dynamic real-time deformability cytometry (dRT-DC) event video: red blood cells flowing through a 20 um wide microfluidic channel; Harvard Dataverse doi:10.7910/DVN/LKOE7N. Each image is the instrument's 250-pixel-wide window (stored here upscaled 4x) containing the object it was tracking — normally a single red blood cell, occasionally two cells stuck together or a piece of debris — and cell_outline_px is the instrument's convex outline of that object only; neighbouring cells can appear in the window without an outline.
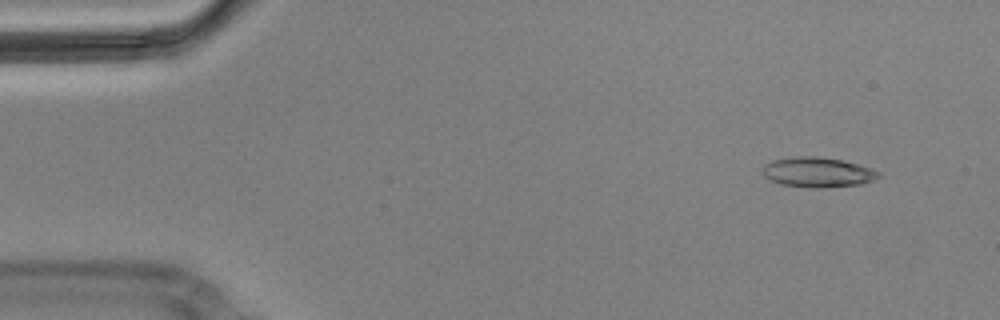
{"species": "Egyptian fruit bat (a non-hibernating species)", "species_latin": "Rousettus aegyptiacus", "temperature_condition": "cold", "stored_images_in_passage": 4, "camera_frame_rate_fps": 3000, "um_per_image_px": 0.085, "animal": {"sex": "male"}, "frame": {"image": 1, "passage_image": 1, "time_ms": 0.0, "image_size_px": [1000, 320], "cell_outline_px": [[880, 176], [872, 180], [860, 184], [820, 188], [808, 188], [780, 184], [764, 176], [760, 172], [764, 164], [772, 160], [792, 156], [816, 156], [840, 160], [856, 164], [880, 172]], "centroid_in_image_um": [69.42, 14.64], "position_along_channel_um": 15.6, "area_um2": 20.23}}
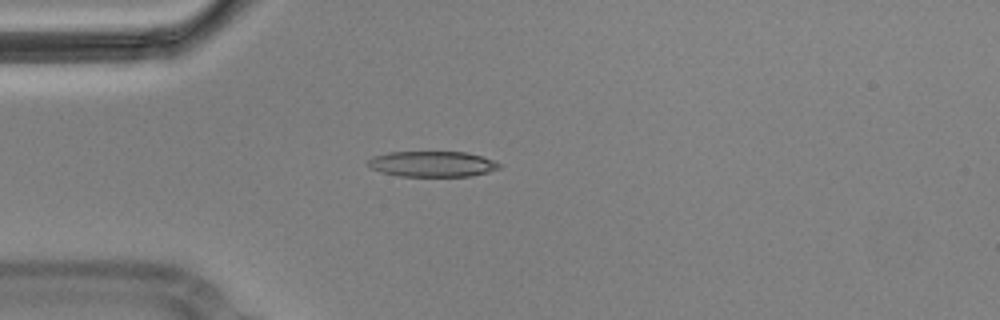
{"frame": {"image": 2, "passage_image": 4, "time_ms": 1.0, "image_size_px": [1000, 320], "cell_outline_px": [[504, 164], [500, 168], [488, 172], [472, 176], [400, 176], [380, 172], [372, 168], [368, 164], [368, 160], [372, 156], [388, 152], [468, 152]], "centroid_in_image_um": [36.76, 13.94], "position_along_channel_um": 48.2, "area_um2": 19.65}}